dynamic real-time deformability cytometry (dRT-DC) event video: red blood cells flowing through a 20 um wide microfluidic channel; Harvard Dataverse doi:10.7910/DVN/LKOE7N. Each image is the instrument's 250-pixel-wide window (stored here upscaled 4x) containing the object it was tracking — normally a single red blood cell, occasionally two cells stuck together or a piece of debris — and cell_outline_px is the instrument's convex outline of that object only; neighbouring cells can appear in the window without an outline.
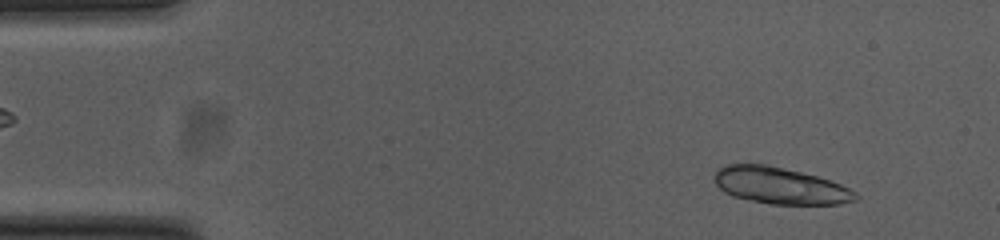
{"species": "common noctule bat (a hibernating species)", "species_latin": "Nyctalus noctula", "temperature_condition": "cold", "stored_images_in_passage": 11, "camera_frame_rate_fps": 3000, "um_per_image_px": 0.085, "animal": {"sex": "female", "body_mass_g": 23.0, "forearm_length_mm": 53.4}, "frame": {"image": 1, "passage_image": 1, "time_ms": 0.0, "image_size_px": [1000, 240], "cell_outline_px": [[856, 200], [840, 204], [772, 204], [732, 196], [724, 192], [716, 184], [716, 168], [728, 164], [764, 164], [800, 172], [816, 176], [840, 184], [856, 192]], "centroid_in_image_um": [66.29, 15.78], "position_along_channel_um": 18.7, "area_um2": 29.65}}